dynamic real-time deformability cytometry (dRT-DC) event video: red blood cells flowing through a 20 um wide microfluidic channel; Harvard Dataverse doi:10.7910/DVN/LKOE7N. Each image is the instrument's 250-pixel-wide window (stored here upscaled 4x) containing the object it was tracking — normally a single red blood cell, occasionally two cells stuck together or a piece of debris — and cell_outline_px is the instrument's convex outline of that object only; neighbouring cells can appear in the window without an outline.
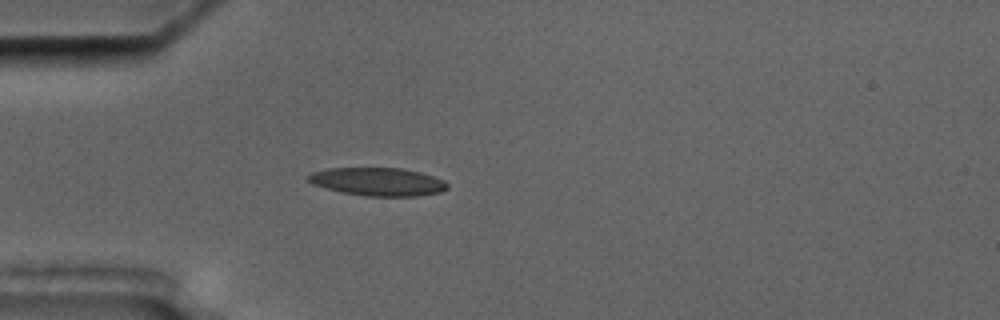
{"species": "common noctule bat (a hibernating species)", "species_latin": "Nyctalus noctula", "temperature_condition": "cold", "stored_images_in_passage": 6, "camera_frame_rate_fps": 3000, "um_per_image_px": 0.085, "animal": {"sex": "male", "body_mass_g": 17.5, "forearm_length_mm": 52.3}, "frame": {"image": 1, "passage_image": 6, "time_ms": 6.667, "image_size_px": [1000, 320], "cell_outline_px": [[448, 188], [440, 192], [416, 196], [364, 196], [340, 192], [312, 184], [304, 180], [304, 176], [312, 172], [328, 168], [400, 168], [420, 172], [444, 180], [448, 184]], "centroid_in_image_um": [32.05, 15.44], "position_along_channel_um": 53.0, "area_um2": 23.0}}